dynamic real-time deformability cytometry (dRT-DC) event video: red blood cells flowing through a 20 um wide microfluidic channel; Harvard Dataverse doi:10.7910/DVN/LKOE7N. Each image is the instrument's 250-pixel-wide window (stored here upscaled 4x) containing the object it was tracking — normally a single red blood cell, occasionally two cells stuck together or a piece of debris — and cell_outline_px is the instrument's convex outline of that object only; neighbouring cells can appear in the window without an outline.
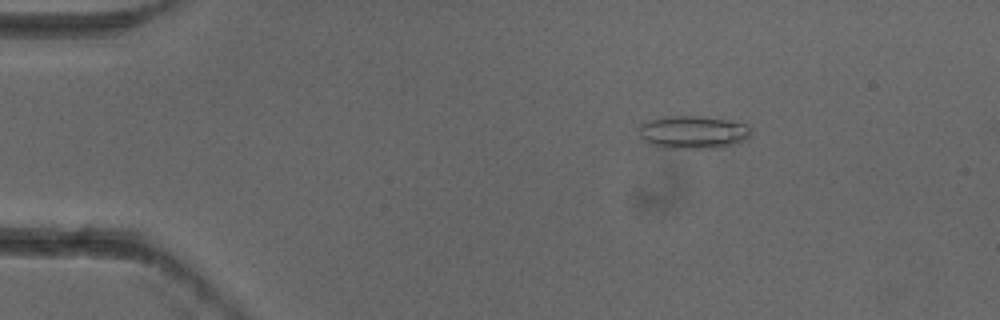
{"species": "common noctule bat (a hibernating species)", "species_latin": "Nyctalus noctula", "temperature_condition": "cold", "stored_images_in_passage": 3, "camera_frame_rate_fps": 3000, "um_per_image_px": 0.085, "animal": {"sex": "female"}, "frame": {"image": 1, "passage_image": 1, "time_ms": 0.0, "image_size_px": [1000, 320], "cell_outline_px": [[752, 128], [748, 136], [744, 140], [736, 144], [724, 148], [664, 148], [652, 144], [644, 140], [640, 136], [636, 128], [640, 124], [664, 116], [696, 116], [728, 120], [748, 124]], "centroid_in_image_um": [58.92, 11.24], "position_along_channel_um": 26.1, "area_um2": 21.68}}